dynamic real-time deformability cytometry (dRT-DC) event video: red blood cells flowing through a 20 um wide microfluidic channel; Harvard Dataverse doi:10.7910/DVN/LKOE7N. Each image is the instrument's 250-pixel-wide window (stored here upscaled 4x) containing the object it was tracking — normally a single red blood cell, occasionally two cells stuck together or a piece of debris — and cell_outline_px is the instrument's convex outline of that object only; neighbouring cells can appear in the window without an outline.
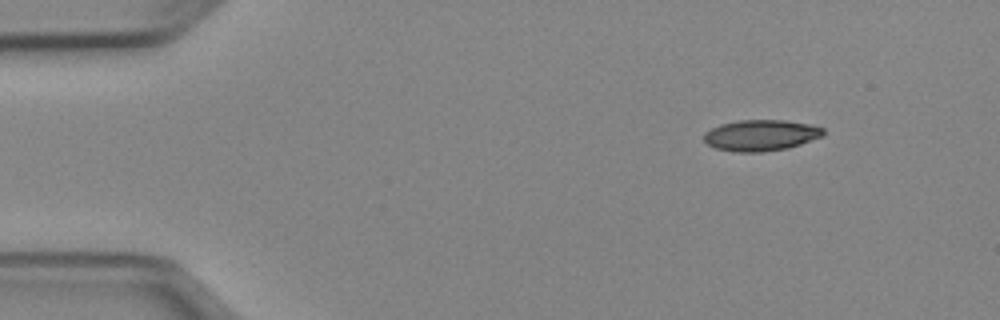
{"species": "Egyptian fruit bat (a non-hibernating species)", "species_latin": "Rousettus aegyptiacus", "temperature_condition": "cold", "stored_images_in_passage": 46, "camera_frame_rate_fps": 3000, "um_per_image_px": 0.085, "animal": {"sex": "female"}, "frame": {"image": 1, "passage_image": 1, "time_ms": 0.0, "image_size_px": [1000, 320], "cell_outline_px": [[824, 136], [788, 148], [764, 152], [736, 152], [716, 148], [708, 144], [704, 140], [704, 132], [720, 124], [740, 120], [784, 120], [808, 124], [824, 128]], "centroid_in_image_um": [64.68, 11.5], "position_along_channel_um": 20.3, "area_um2": 21.62}}
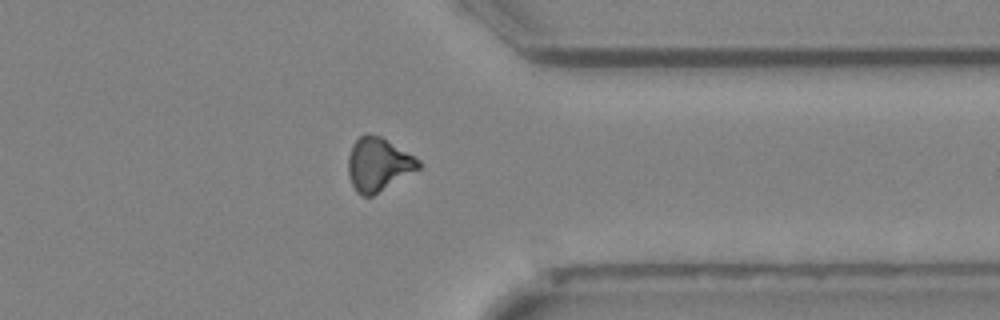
{"frame": {"image": 2, "passage_image": 35, "time_ms": 11.333, "image_size_px": [1000, 320], "cell_outline_px": [[424, 164], [420, 168], [372, 196], [364, 196], [356, 192], [352, 184], [348, 172], [348, 156], [352, 144], [364, 132], [380, 136], [420, 160]], "centroid_in_image_um": [32.14, 13.96], "position_along_channel_um": 379.3, "area_um2": 21.79}}
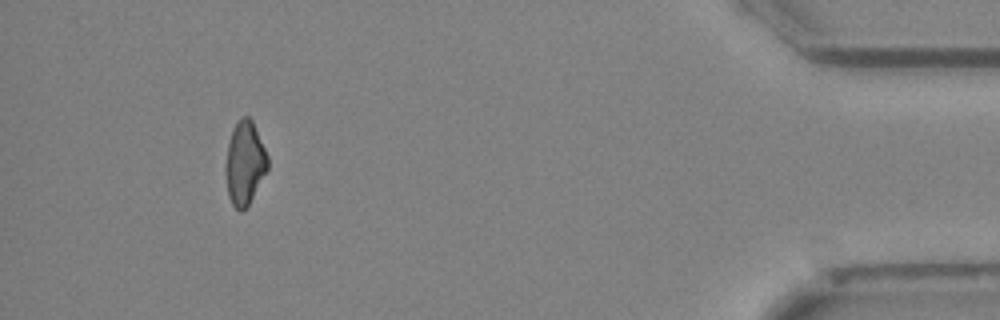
{"frame": {"image": 3, "passage_image": 42, "time_ms": 13.667, "image_size_px": [1000, 320], "cell_outline_px": [[268, 168], [248, 204], [240, 212], [232, 204], [228, 196], [228, 144], [232, 128], [236, 120], [240, 116], [248, 116], [252, 120], [268, 156]], "centroid_in_image_um": [20.83, 13.79], "position_along_channel_um": 414.4, "area_um2": 19.71}, "authors_computed_cell_mechanics": {"area_um2": 21.9351, "velocity_mm_per_s": 3.989, "shape_relaxation_time_tau1_ms": 7.8853, "shape_relaxation_time_tau2_ms": 7.0898, "deformation_change_tau1": 0.1728, "deformation_change_tau2": 0.1606}}